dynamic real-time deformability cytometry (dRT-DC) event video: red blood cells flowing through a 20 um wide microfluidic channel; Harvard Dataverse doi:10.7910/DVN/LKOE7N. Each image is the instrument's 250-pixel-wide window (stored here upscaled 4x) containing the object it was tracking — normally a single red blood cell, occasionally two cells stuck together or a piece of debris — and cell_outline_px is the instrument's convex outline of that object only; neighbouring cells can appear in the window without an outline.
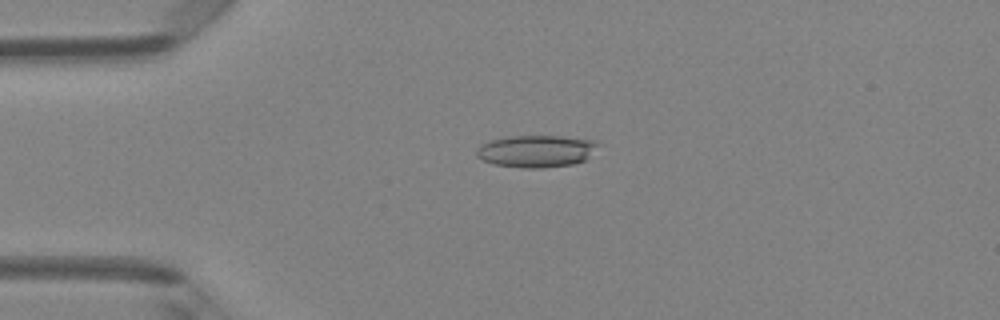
{"species": "Egyptian fruit bat (a non-hibernating species)", "species_latin": "Rousettus aegyptiacus", "temperature_condition": "room temperature", "stored_images_in_passage": 4, "camera_frame_rate_fps": 3000, "um_per_image_px": 0.085, "animal": {"sex": "female"}, "frame": {"image": 1, "passage_image": 2, "time_ms": 0.333, "image_size_px": [1000, 320], "cell_outline_px": [[600, 144], [584, 160], [572, 164], [544, 168], [524, 168], [492, 164], [476, 156], [476, 148], [480, 144], [504, 136], [560, 136], [596, 140]], "centroid_in_image_um": [45.55, 12.84], "position_along_channel_um": 39.4, "area_um2": 22.83}}
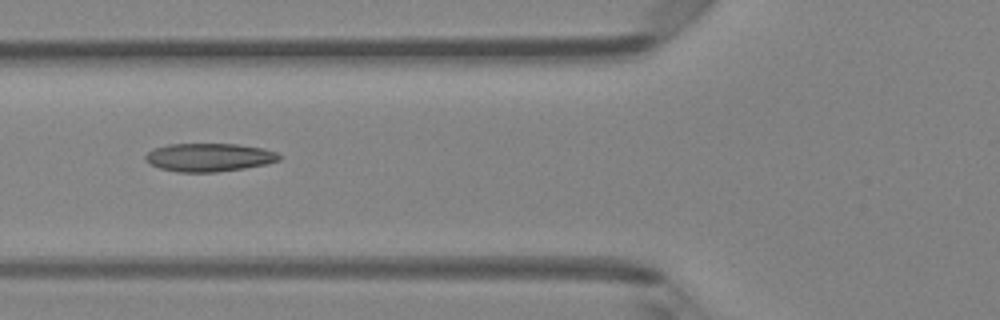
{"frame": {"image": 2, "passage_image": 4, "time_ms": 1.0, "image_size_px": [1000, 320], "cell_outline_px": [[284, 156], [280, 160], [268, 164], [244, 168], [216, 172], [176, 172], [160, 168], [148, 164], [144, 160], [144, 156], [152, 148], [168, 144], [236, 144], [264, 148], [276, 152]], "centroid_in_image_um": [17.77, 13.37], "position_along_channel_um": 108.0, "area_um2": 22.37}}